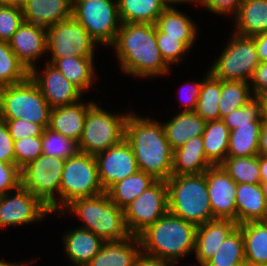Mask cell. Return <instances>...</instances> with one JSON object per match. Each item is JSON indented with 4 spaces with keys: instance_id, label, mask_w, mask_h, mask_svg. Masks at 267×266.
<instances>
[{
    "instance_id": "1",
    "label": "cell",
    "mask_w": 267,
    "mask_h": 266,
    "mask_svg": "<svg viewBox=\"0 0 267 266\" xmlns=\"http://www.w3.org/2000/svg\"><path fill=\"white\" fill-rule=\"evenodd\" d=\"M122 72L139 78L170 73L156 43V26L149 23H121L111 45Z\"/></svg>"
},
{
    "instance_id": "2",
    "label": "cell",
    "mask_w": 267,
    "mask_h": 266,
    "mask_svg": "<svg viewBox=\"0 0 267 266\" xmlns=\"http://www.w3.org/2000/svg\"><path fill=\"white\" fill-rule=\"evenodd\" d=\"M125 139L132 146L139 170L156 180H168L172 175L173 153L162 122L129 112L125 124Z\"/></svg>"
},
{
    "instance_id": "3",
    "label": "cell",
    "mask_w": 267,
    "mask_h": 266,
    "mask_svg": "<svg viewBox=\"0 0 267 266\" xmlns=\"http://www.w3.org/2000/svg\"><path fill=\"white\" fill-rule=\"evenodd\" d=\"M197 226L167 212L139 235L142 253L176 263L195 251Z\"/></svg>"
},
{
    "instance_id": "4",
    "label": "cell",
    "mask_w": 267,
    "mask_h": 266,
    "mask_svg": "<svg viewBox=\"0 0 267 266\" xmlns=\"http://www.w3.org/2000/svg\"><path fill=\"white\" fill-rule=\"evenodd\" d=\"M168 187V212L196 226L213 219L206 176L171 175Z\"/></svg>"
},
{
    "instance_id": "5",
    "label": "cell",
    "mask_w": 267,
    "mask_h": 266,
    "mask_svg": "<svg viewBox=\"0 0 267 266\" xmlns=\"http://www.w3.org/2000/svg\"><path fill=\"white\" fill-rule=\"evenodd\" d=\"M65 211L81 218L84 224L80 228L91 231L104 241H120L131 236L125 225L124 209L113 203L106 192L76 199L62 214Z\"/></svg>"
},
{
    "instance_id": "6",
    "label": "cell",
    "mask_w": 267,
    "mask_h": 266,
    "mask_svg": "<svg viewBox=\"0 0 267 266\" xmlns=\"http://www.w3.org/2000/svg\"><path fill=\"white\" fill-rule=\"evenodd\" d=\"M51 106L30 76L23 82L0 87V118L24 119L49 126Z\"/></svg>"
},
{
    "instance_id": "7",
    "label": "cell",
    "mask_w": 267,
    "mask_h": 266,
    "mask_svg": "<svg viewBox=\"0 0 267 266\" xmlns=\"http://www.w3.org/2000/svg\"><path fill=\"white\" fill-rule=\"evenodd\" d=\"M99 178L95 156L77 152L68 157L61 175L58 212H62L76 199L95 197L104 193Z\"/></svg>"
},
{
    "instance_id": "8",
    "label": "cell",
    "mask_w": 267,
    "mask_h": 266,
    "mask_svg": "<svg viewBox=\"0 0 267 266\" xmlns=\"http://www.w3.org/2000/svg\"><path fill=\"white\" fill-rule=\"evenodd\" d=\"M129 113L113 114L95 102L87 111L78 151L97 155L125 138V124Z\"/></svg>"
},
{
    "instance_id": "9",
    "label": "cell",
    "mask_w": 267,
    "mask_h": 266,
    "mask_svg": "<svg viewBox=\"0 0 267 266\" xmlns=\"http://www.w3.org/2000/svg\"><path fill=\"white\" fill-rule=\"evenodd\" d=\"M72 17L99 45L111 46L121 26L117 0H72Z\"/></svg>"
},
{
    "instance_id": "10",
    "label": "cell",
    "mask_w": 267,
    "mask_h": 266,
    "mask_svg": "<svg viewBox=\"0 0 267 266\" xmlns=\"http://www.w3.org/2000/svg\"><path fill=\"white\" fill-rule=\"evenodd\" d=\"M65 160L42 154L21 169V186L47 206L51 214L58 211Z\"/></svg>"
},
{
    "instance_id": "11",
    "label": "cell",
    "mask_w": 267,
    "mask_h": 266,
    "mask_svg": "<svg viewBox=\"0 0 267 266\" xmlns=\"http://www.w3.org/2000/svg\"><path fill=\"white\" fill-rule=\"evenodd\" d=\"M226 46L209 72L217 79L250 83L255 68L261 63L254 39L234 33Z\"/></svg>"
},
{
    "instance_id": "12",
    "label": "cell",
    "mask_w": 267,
    "mask_h": 266,
    "mask_svg": "<svg viewBox=\"0 0 267 266\" xmlns=\"http://www.w3.org/2000/svg\"><path fill=\"white\" fill-rule=\"evenodd\" d=\"M168 212V187L156 180L124 208L125 225L132 236H139Z\"/></svg>"
},
{
    "instance_id": "13",
    "label": "cell",
    "mask_w": 267,
    "mask_h": 266,
    "mask_svg": "<svg viewBox=\"0 0 267 266\" xmlns=\"http://www.w3.org/2000/svg\"><path fill=\"white\" fill-rule=\"evenodd\" d=\"M47 52L50 51L52 63L64 57H94L97 43L87 30L72 16L46 28Z\"/></svg>"
},
{
    "instance_id": "14",
    "label": "cell",
    "mask_w": 267,
    "mask_h": 266,
    "mask_svg": "<svg viewBox=\"0 0 267 266\" xmlns=\"http://www.w3.org/2000/svg\"><path fill=\"white\" fill-rule=\"evenodd\" d=\"M51 214L36 196L20 186L17 190L0 195V228L40 222Z\"/></svg>"
},
{
    "instance_id": "15",
    "label": "cell",
    "mask_w": 267,
    "mask_h": 266,
    "mask_svg": "<svg viewBox=\"0 0 267 266\" xmlns=\"http://www.w3.org/2000/svg\"><path fill=\"white\" fill-rule=\"evenodd\" d=\"M95 159L98 178L105 192L118 181L139 170L132 146L125 138L120 143L95 155Z\"/></svg>"
},
{
    "instance_id": "16",
    "label": "cell",
    "mask_w": 267,
    "mask_h": 266,
    "mask_svg": "<svg viewBox=\"0 0 267 266\" xmlns=\"http://www.w3.org/2000/svg\"><path fill=\"white\" fill-rule=\"evenodd\" d=\"M29 76L52 109L81 101L83 93L50 63H45L41 73L33 68Z\"/></svg>"
},
{
    "instance_id": "17",
    "label": "cell",
    "mask_w": 267,
    "mask_h": 266,
    "mask_svg": "<svg viewBox=\"0 0 267 266\" xmlns=\"http://www.w3.org/2000/svg\"><path fill=\"white\" fill-rule=\"evenodd\" d=\"M213 219L236 221L237 183L221 165L211 166L205 172Z\"/></svg>"
},
{
    "instance_id": "18",
    "label": "cell",
    "mask_w": 267,
    "mask_h": 266,
    "mask_svg": "<svg viewBox=\"0 0 267 266\" xmlns=\"http://www.w3.org/2000/svg\"><path fill=\"white\" fill-rule=\"evenodd\" d=\"M9 45L30 72L33 68H37V60L42 59L47 52L46 28L23 21L10 39Z\"/></svg>"
},
{
    "instance_id": "19",
    "label": "cell",
    "mask_w": 267,
    "mask_h": 266,
    "mask_svg": "<svg viewBox=\"0 0 267 266\" xmlns=\"http://www.w3.org/2000/svg\"><path fill=\"white\" fill-rule=\"evenodd\" d=\"M238 226L231 219L215 218L197 226L195 253L199 264L205 265L216 253L226 237Z\"/></svg>"
},
{
    "instance_id": "20",
    "label": "cell",
    "mask_w": 267,
    "mask_h": 266,
    "mask_svg": "<svg viewBox=\"0 0 267 266\" xmlns=\"http://www.w3.org/2000/svg\"><path fill=\"white\" fill-rule=\"evenodd\" d=\"M95 102H77L72 105L56 107L51 110L48 128L66 138L79 143L88 109Z\"/></svg>"
},
{
    "instance_id": "21",
    "label": "cell",
    "mask_w": 267,
    "mask_h": 266,
    "mask_svg": "<svg viewBox=\"0 0 267 266\" xmlns=\"http://www.w3.org/2000/svg\"><path fill=\"white\" fill-rule=\"evenodd\" d=\"M21 6L25 22L45 28L72 16V0H26Z\"/></svg>"
},
{
    "instance_id": "22",
    "label": "cell",
    "mask_w": 267,
    "mask_h": 266,
    "mask_svg": "<svg viewBox=\"0 0 267 266\" xmlns=\"http://www.w3.org/2000/svg\"><path fill=\"white\" fill-rule=\"evenodd\" d=\"M141 252L139 236L131 235L120 241H105L86 266H134Z\"/></svg>"
},
{
    "instance_id": "23",
    "label": "cell",
    "mask_w": 267,
    "mask_h": 266,
    "mask_svg": "<svg viewBox=\"0 0 267 266\" xmlns=\"http://www.w3.org/2000/svg\"><path fill=\"white\" fill-rule=\"evenodd\" d=\"M267 201L261 184L241 183L236 189V223L266 221Z\"/></svg>"
},
{
    "instance_id": "24",
    "label": "cell",
    "mask_w": 267,
    "mask_h": 266,
    "mask_svg": "<svg viewBox=\"0 0 267 266\" xmlns=\"http://www.w3.org/2000/svg\"><path fill=\"white\" fill-rule=\"evenodd\" d=\"M66 257L73 265L86 266L100 251L104 240L89 230L77 227L63 235Z\"/></svg>"
},
{
    "instance_id": "25",
    "label": "cell",
    "mask_w": 267,
    "mask_h": 266,
    "mask_svg": "<svg viewBox=\"0 0 267 266\" xmlns=\"http://www.w3.org/2000/svg\"><path fill=\"white\" fill-rule=\"evenodd\" d=\"M211 166L205 156L202 136L192 138L174 150L172 175L201 174Z\"/></svg>"
},
{
    "instance_id": "26",
    "label": "cell",
    "mask_w": 267,
    "mask_h": 266,
    "mask_svg": "<svg viewBox=\"0 0 267 266\" xmlns=\"http://www.w3.org/2000/svg\"><path fill=\"white\" fill-rule=\"evenodd\" d=\"M164 126L167 141L175 150L183 146L192 138L202 136L206 121L194 112H183L182 110L177 115L166 123Z\"/></svg>"
},
{
    "instance_id": "27",
    "label": "cell",
    "mask_w": 267,
    "mask_h": 266,
    "mask_svg": "<svg viewBox=\"0 0 267 266\" xmlns=\"http://www.w3.org/2000/svg\"><path fill=\"white\" fill-rule=\"evenodd\" d=\"M234 33L253 37L267 31V0H243L234 16Z\"/></svg>"
},
{
    "instance_id": "28",
    "label": "cell",
    "mask_w": 267,
    "mask_h": 266,
    "mask_svg": "<svg viewBox=\"0 0 267 266\" xmlns=\"http://www.w3.org/2000/svg\"><path fill=\"white\" fill-rule=\"evenodd\" d=\"M244 238L245 261L249 265H267V221L238 225Z\"/></svg>"
},
{
    "instance_id": "29",
    "label": "cell",
    "mask_w": 267,
    "mask_h": 266,
    "mask_svg": "<svg viewBox=\"0 0 267 266\" xmlns=\"http://www.w3.org/2000/svg\"><path fill=\"white\" fill-rule=\"evenodd\" d=\"M51 65L58 69L82 93L92 87L94 79L93 57H64L55 59Z\"/></svg>"
},
{
    "instance_id": "30",
    "label": "cell",
    "mask_w": 267,
    "mask_h": 266,
    "mask_svg": "<svg viewBox=\"0 0 267 266\" xmlns=\"http://www.w3.org/2000/svg\"><path fill=\"white\" fill-rule=\"evenodd\" d=\"M121 23L155 24L167 8L163 0H117Z\"/></svg>"
},
{
    "instance_id": "31",
    "label": "cell",
    "mask_w": 267,
    "mask_h": 266,
    "mask_svg": "<svg viewBox=\"0 0 267 266\" xmlns=\"http://www.w3.org/2000/svg\"><path fill=\"white\" fill-rule=\"evenodd\" d=\"M230 130L222 119L206 122L202 135L207 160L213 165H221L228 153Z\"/></svg>"
},
{
    "instance_id": "32",
    "label": "cell",
    "mask_w": 267,
    "mask_h": 266,
    "mask_svg": "<svg viewBox=\"0 0 267 266\" xmlns=\"http://www.w3.org/2000/svg\"><path fill=\"white\" fill-rule=\"evenodd\" d=\"M155 181L156 179L152 175L138 170L112 185L106 193L113 203L124 209Z\"/></svg>"
},
{
    "instance_id": "33",
    "label": "cell",
    "mask_w": 267,
    "mask_h": 266,
    "mask_svg": "<svg viewBox=\"0 0 267 266\" xmlns=\"http://www.w3.org/2000/svg\"><path fill=\"white\" fill-rule=\"evenodd\" d=\"M262 123H250L230 131L227 157L258 155Z\"/></svg>"
},
{
    "instance_id": "34",
    "label": "cell",
    "mask_w": 267,
    "mask_h": 266,
    "mask_svg": "<svg viewBox=\"0 0 267 266\" xmlns=\"http://www.w3.org/2000/svg\"><path fill=\"white\" fill-rule=\"evenodd\" d=\"M221 95V79L214 77L208 70L202 82L195 112L206 122L219 120V99Z\"/></svg>"
},
{
    "instance_id": "35",
    "label": "cell",
    "mask_w": 267,
    "mask_h": 266,
    "mask_svg": "<svg viewBox=\"0 0 267 266\" xmlns=\"http://www.w3.org/2000/svg\"><path fill=\"white\" fill-rule=\"evenodd\" d=\"M250 83L235 80H221L219 99L220 119L232 111L245 106L253 98Z\"/></svg>"
},
{
    "instance_id": "36",
    "label": "cell",
    "mask_w": 267,
    "mask_h": 266,
    "mask_svg": "<svg viewBox=\"0 0 267 266\" xmlns=\"http://www.w3.org/2000/svg\"><path fill=\"white\" fill-rule=\"evenodd\" d=\"M156 28L172 37H197L198 27L194 21L179 10L166 8L155 22Z\"/></svg>"
},
{
    "instance_id": "37",
    "label": "cell",
    "mask_w": 267,
    "mask_h": 266,
    "mask_svg": "<svg viewBox=\"0 0 267 266\" xmlns=\"http://www.w3.org/2000/svg\"><path fill=\"white\" fill-rule=\"evenodd\" d=\"M245 262L244 238L237 226L205 266H234Z\"/></svg>"
},
{
    "instance_id": "38",
    "label": "cell",
    "mask_w": 267,
    "mask_h": 266,
    "mask_svg": "<svg viewBox=\"0 0 267 266\" xmlns=\"http://www.w3.org/2000/svg\"><path fill=\"white\" fill-rule=\"evenodd\" d=\"M221 166L237 184H260L262 181L259 155L251 157H226Z\"/></svg>"
},
{
    "instance_id": "39",
    "label": "cell",
    "mask_w": 267,
    "mask_h": 266,
    "mask_svg": "<svg viewBox=\"0 0 267 266\" xmlns=\"http://www.w3.org/2000/svg\"><path fill=\"white\" fill-rule=\"evenodd\" d=\"M29 73L10 48L9 42L0 41V87L23 82Z\"/></svg>"
},
{
    "instance_id": "40",
    "label": "cell",
    "mask_w": 267,
    "mask_h": 266,
    "mask_svg": "<svg viewBox=\"0 0 267 266\" xmlns=\"http://www.w3.org/2000/svg\"><path fill=\"white\" fill-rule=\"evenodd\" d=\"M196 39V37L167 36L156 28V43L162 58L169 67L171 64L183 61V56L191 50Z\"/></svg>"
},
{
    "instance_id": "41",
    "label": "cell",
    "mask_w": 267,
    "mask_h": 266,
    "mask_svg": "<svg viewBox=\"0 0 267 266\" xmlns=\"http://www.w3.org/2000/svg\"><path fill=\"white\" fill-rule=\"evenodd\" d=\"M78 152L77 143L58 132L45 128L42 134V154L67 159Z\"/></svg>"
},
{
    "instance_id": "42",
    "label": "cell",
    "mask_w": 267,
    "mask_h": 266,
    "mask_svg": "<svg viewBox=\"0 0 267 266\" xmlns=\"http://www.w3.org/2000/svg\"><path fill=\"white\" fill-rule=\"evenodd\" d=\"M222 120L230 131L239 126L250 125V123H262L261 103L257 97H253L245 106L232 111Z\"/></svg>"
},
{
    "instance_id": "43",
    "label": "cell",
    "mask_w": 267,
    "mask_h": 266,
    "mask_svg": "<svg viewBox=\"0 0 267 266\" xmlns=\"http://www.w3.org/2000/svg\"><path fill=\"white\" fill-rule=\"evenodd\" d=\"M15 164L22 169L29 162L42 155V136L25 137L15 140L13 144Z\"/></svg>"
},
{
    "instance_id": "44",
    "label": "cell",
    "mask_w": 267,
    "mask_h": 266,
    "mask_svg": "<svg viewBox=\"0 0 267 266\" xmlns=\"http://www.w3.org/2000/svg\"><path fill=\"white\" fill-rule=\"evenodd\" d=\"M23 21L21 5H0V41L9 42Z\"/></svg>"
},
{
    "instance_id": "45",
    "label": "cell",
    "mask_w": 267,
    "mask_h": 266,
    "mask_svg": "<svg viewBox=\"0 0 267 266\" xmlns=\"http://www.w3.org/2000/svg\"><path fill=\"white\" fill-rule=\"evenodd\" d=\"M5 121L9 133L13 140H19L25 137L42 136L44 128L36 123L24 119H1Z\"/></svg>"
},
{
    "instance_id": "46",
    "label": "cell",
    "mask_w": 267,
    "mask_h": 266,
    "mask_svg": "<svg viewBox=\"0 0 267 266\" xmlns=\"http://www.w3.org/2000/svg\"><path fill=\"white\" fill-rule=\"evenodd\" d=\"M21 186V169L16 164L0 161V195L13 192Z\"/></svg>"
},
{
    "instance_id": "47",
    "label": "cell",
    "mask_w": 267,
    "mask_h": 266,
    "mask_svg": "<svg viewBox=\"0 0 267 266\" xmlns=\"http://www.w3.org/2000/svg\"><path fill=\"white\" fill-rule=\"evenodd\" d=\"M243 0H200V5L218 15L236 16ZM234 14V15H233Z\"/></svg>"
},
{
    "instance_id": "48",
    "label": "cell",
    "mask_w": 267,
    "mask_h": 266,
    "mask_svg": "<svg viewBox=\"0 0 267 266\" xmlns=\"http://www.w3.org/2000/svg\"><path fill=\"white\" fill-rule=\"evenodd\" d=\"M13 144L14 140L5 121L0 119V161L15 164Z\"/></svg>"
},
{
    "instance_id": "49",
    "label": "cell",
    "mask_w": 267,
    "mask_h": 266,
    "mask_svg": "<svg viewBox=\"0 0 267 266\" xmlns=\"http://www.w3.org/2000/svg\"><path fill=\"white\" fill-rule=\"evenodd\" d=\"M250 86L253 97L267 93V62H261L255 68Z\"/></svg>"
},
{
    "instance_id": "50",
    "label": "cell",
    "mask_w": 267,
    "mask_h": 266,
    "mask_svg": "<svg viewBox=\"0 0 267 266\" xmlns=\"http://www.w3.org/2000/svg\"><path fill=\"white\" fill-rule=\"evenodd\" d=\"M202 82H203V80L200 82L198 81V82L192 83V85H190L191 88L190 87L187 88L189 90L187 92L188 95L186 93V95H187L186 100H184L182 102V105L184 104V106H185V108L182 109L183 112H194L195 111L196 106H197V102L199 99V93L201 90Z\"/></svg>"
},
{
    "instance_id": "51",
    "label": "cell",
    "mask_w": 267,
    "mask_h": 266,
    "mask_svg": "<svg viewBox=\"0 0 267 266\" xmlns=\"http://www.w3.org/2000/svg\"><path fill=\"white\" fill-rule=\"evenodd\" d=\"M174 264L172 261L151 257L141 252L134 266H172Z\"/></svg>"
},
{
    "instance_id": "52",
    "label": "cell",
    "mask_w": 267,
    "mask_h": 266,
    "mask_svg": "<svg viewBox=\"0 0 267 266\" xmlns=\"http://www.w3.org/2000/svg\"><path fill=\"white\" fill-rule=\"evenodd\" d=\"M261 62H267V31L252 37Z\"/></svg>"
},
{
    "instance_id": "53",
    "label": "cell",
    "mask_w": 267,
    "mask_h": 266,
    "mask_svg": "<svg viewBox=\"0 0 267 266\" xmlns=\"http://www.w3.org/2000/svg\"><path fill=\"white\" fill-rule=\"evenodd\" d=\"M258 155L267 156V123L266 122H262V125H261Z\"/></svg>"
},
{
    "instance_id": "54",
    "label": "cell",
    "mask_w": 267,
    "mask_h": 266,
    "mask_svg": "<svg viewBox=\"0 0 267 266\" xmlns=\"http://www.w3.org/2000/svg\"><path fill=\"white\" fill-rule=\"evenodd\" d=\"M261 103V118L263 122L267 123V93L257 96Z\"/></svg>"
},
{
    "instance_id": "55",
    "label": "cell",
    "mask_w": 267,
    "mask_h": 266,
    "mask_svg": "<svg viewBox=\"0 0 267 266\" xmlns=\"http://www.w3.org/2000/svg\"><path fill=\"white\" fill-rule=\"evenodd\" d=\"M261 180L267 181V156L259 155Z\"/></svg>"
},
{
    "instance_id": "56",
    "label": "cell",
    "mask_w": 267,
    "mask_h": 266,
    "mask_svg": "<svg viewBox=\"0 0 267 266\" xmlns=\"http://www.w3.org/2000/svg\"><path fill=\"white\" fill-rule=\"evenodd\" d=\"M164 4L166 7L168 8H174L173 4H177V3H190V4H194V2L196 4H200V0H163ZM170 4H172L173 6H171Z\"/></svg>"
},
{
    "instance_id": "57",
    "label": "cell",
    "mask_w": 267,
    "mask_h": 266,
    "mask_svg": "<svg viewBox=\"0 0 267 266\" xmlns=\"http://www.w3.org/2000/svg\"><path fill=\"white\" fill-rule=\"evenodd\" d=\"M28 263L29 262H27L25 264L24 263L23 264L22 263L20 264L18 262L17 263L16 262H13L12 263V262H7V261L5 262V261L0 260V266H25V265H28Z\"/></svg>"
},
{
    "instance_id": "58",
    "label": "cell",
    "mask_w": 267,
    "mask_h": 266,
    "mask_svg": "<svg viewBox=\"0 0 267 266\" xmlns=\"http://www.w3.org/2000/svg\"><path fill=\"white\" fill-rule=\"evenodd\" d=\"M260 184L263 190L264 197L266 198L267 201V181H261Z\"/></svg>"
},
{
    "instance_id": "59",
    "label": "cell",
    "mask_w": 267,
    "mask_h": 266,
    "mask_svg": "<svg viewBox=\"0 0 267 266\" xmlns=\"http://www.w3.org/2000/svg\"><path fill=\"white\" fill-rule=\"evenodd\" d=\"M0 5H16V0H0Z\"/></svg>"
},
{
    "instance_id": "60",
    "label": "cell",
    "mask_w": 267,
    "mask_h": 266,
    "mask_svg": "<svg viewBox=\"0 0 267 266\" xmlns=\"http://www.w3.org/2000/svg\"><path fill=\"white\" fill-rule=\"evenodd\" d=\"M234 266H249V264L245 261Z\"/></svg>"
},
{
    "instance_id": "61",
    "label": "cell",
    "mask_w": 267,
    "mask_h": 266,
    "mask_svg": "<svg viewBox=\"0 0 267 266\" xmlns=\"http://www.w3.org/2000/svg\"><path fill=\"white\" fill-rule=\"evenodd\" d=\"M26 0H16V5H22Z\"/></svg>"
},
{
    "instance_id": "62",
    "label": "cell",
    "mask_w": 267,
    "mask_h": 266,
    "mask_svg": "<svg viewBox=\"0 0 267 266\" xmlns=\"http://www.w3.org/2000/svg\"><path fill=\"white\" fill-rule=\"evenodd\" d=\"M249 266H267V265H249Z\"/></svg>"
}]
</instances>
